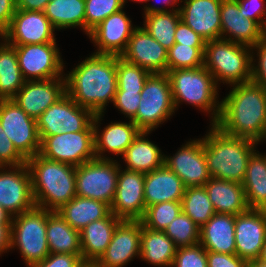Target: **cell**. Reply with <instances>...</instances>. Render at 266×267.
Listing matches in <instances>:
<instances>
[{"instance_id":"5b68a950","label":"cell","mask_w":266,"mask_h":267,"mask_svg":"<svg viewBox=\"0 0 266 267\" xmlns=\"http://www.w3.org/2000/svg\"><path fill=\"white\" fill-rule=\"evenodd\" d=\"M170 80L175 110L181 102H187L211 113V124H215L221 113V101H217V83L204 67L176 69L166 73Z\"/></svg>"},{"instance_id":"cb8c5ba5","label":"cell","mask_w":266,"mask_h":267,"mask_svg":"<svg viewBox=\"0 0 266 267\" xmlns=\"http://www.w3.org/2000/svg\"><path fill=\"white\" fill-rule=\"evenodd\" d=\"M243 15L237 0H222L221 39L253 47L262 40L263 28L256 21Z\"/></svg>"},{"instance_id":"83f0119b","label":"cell","mask_w":266,"mask_h":267,"mask_svg":"<svg viewBox=\"0 0 266 267\" xmlns=\"http://www.w3.org/2000/svg\"><path fill=\"white\" fill-rule=\"evenodd\" d=\"M199 243L206 251L235 254V215L215 213L200 228Z\"/></svg>"},{"instance_id":"ee69618b","label":"cell","mask_w":266,"mask_h":267,"mask_svg":"<svg viewBox=\"0 0 266 267\" xmlns=\"http://www.w3.org/2000/svg\"><path fill=\"white\" fill-rule=\"evenodd\" d=\"M172 267H207V251L200 243L179 247L176 250Z\"/></svg>"},{"instance_id":"d590c367","label":"cell","mask_w":266,"mask_h":267,"mask_svg":"<svg viewBox=\"0 0 266 267\" xmlns=\"http://www.w3.org/2000/svg\"><path fill=\"white\" fill-rule=\"evenodd\" d=\"M14 46L7 42L0 48V100L13 99L25 84Z\"/></svg>"},{"instance_id":"7dc6e473","label":"cell","mask_w":266,"mask_h":267,"mask_svg":"<svg viewBox=\"0 0 266 267\" xmlns=\"http://www.w3.org/2000/svg\"><path fill=\"white\" fill-rule=\"evenodd\" d=\"M84 264L82 255L50 253L44 260L29 267H82Z\"/></svg>"},{"instance_id":"d6a6232c","label":"cell","mask_w":266,"mask_h":267,"mask_svg":"<svg viewBox=\"0 0 266 267\" xmlns=\"http://www.w3.org/2000/svg\"><path fill=\"white\" fill-rule=\"evenodd\" d=\"M46 236L50 253L81 255L80 231L72 228L57 211L48 210Z\"/></svg>"},{"instance_id":"e0dca14e","label":"cell","mask_w":266,"mask_h":267,"mask_svg":"<svg viewBox=\"0 0 266 267\" xmlns=\"http://www.w3.org/2000/svg\"><path fill=\"white\" fill-rule=\"evenodd\" d=\"M164 165L182 180L185 188L204 186L211 178L203 138L187 142L173 157L165 156Z\"/></svg>"},{"instance_id":"52a82bcc","label":"cell","mask_w":266,"mask_h":267,"mask_svg":"<svg viewBox=\"0 0 266 267\" xmlns=\"http://www.w3.org/2000/svg\"><path fill=\"white\" fill-rule=\"evenodd\" d=\"M47 218L48 210L37 206L12 217L11 249L18 246L28 267L50 254Z\"/></svg>"},{"instance_id":"03108f58","label":"cell","mask_w":266,"mask_h":267,"mask_svg":"<svg viewBox=\"0 0 266 267\" xmlns=\"http://www.w3.org/2000/svg\"><path fill=\"white\" fill-rule=\"evenodd\" d=\"M262 210H263V212H264V214H265V216H266V207L263 208Z\"/></svg>"},{"instance_id":"7a4b0ae2","label":"cell","mask_w":266,"mask_h":267,"mask_svg":"<svg viewBox=\"0 0 266 267\" xmlns=\"http://www.w3.org/2000/svg\"><path fill=\"white\" fill-rule=\"evenodd\" d=\"M116 67V55L93 53L65 76L66 93L94 114L104 113L107 103L115 99Z\"/></svg>"},{"instance_id":"e575fe53","label":"cell","mask_w":266,"mask_h":267,"mask_svg":"<svg viewBox=\"0 0 266 267\" xmlns=\"http://www.w3.org/2000/svg\"><path fill=\"white\" fill-rule=\"evenodd\" d=\"M242 185L249 209L266 207V155L251 154Z\"/></svg>"},{"instance_id":"30bf717a","label":"cell","mask_w":266,"mask_h":267,"mask_svg":"<svg viewBox=\"0 0 266 267\" xmlns=\"http://www.w3.org/2000/svg\"><path fill=\"white\" fill-rule=\"evenodd\" d=\"M95 114L78 105L67 93L36 120L39 137L94 129Z\"/></svg>"},{"instance_id":"3957f363","label":"cell","mask_w":266,"mask_h":267,"mask_svg":"<svg viewBox=\"0 0 266 267\" xmlns=\"http://www.w3.org/2000/svg\"><path fill=\"white\" fill-rule=\"evenodd\" d=\"M37 207L57 211L76 196V167L37 154L27 160Z\"/></svg>"},{"instance_id":"bcb514c9","label":"cell","mask_w":266,"mask_h":267,"mask_svg":"<svg viewBox=\"0 0 266 267\" xmlns=\"http://www.w3.org/2000/svg\"><path fill=\"white\" fill-rule=\"evenodd\" d=\"M141 91H116L113 104L131 120L137 113Z\"/></svg>"},{"instance_id":"4fadbf2b","label":"cell","mask_w":266,"mask_h":267,"mask_svg":"<svg viewBox=\"0 0 266 267\" xmlns=\"http://www.w3.org/2000/svg\"><path fill=\"white\" fill-rule=\"evenodd\" d=\"M20 71L26 81L63 77V61L56 43L14 46Z\"/></svg>"},{"instance_id":"ab89813d","label":"cell","mask_w":266,"mask_h":267,"mask_svg":"<svg viewBox=\"0 0 266 267\" xmlns=\"http://www.w3.org/2000/svg\"><path fill=\"white\" fill-rule=\"evenodd\" d=\"M182 211L181 201H166L146 208L141 222L151 230L164 231Z\"/></svg>"},{"instance_id":"91938a15","label":"cell","mask_w":266,"mask_h":267,"mask_svg":"<svg viewBox=\"0 0 266 267\" xmlns=\"http://www.w3.org/2000/svg\"><path fill=\"white\" fill-rule=\"evenodd\" d=\"M160 1H161V0H160ZM179 1H180L181 3L183 2V0H164L163 2H164L165 4H167V5H170V6L173 5V6H174V5H176Z\"/></svg>"},{"instance_id":"816d5d0a","label":"cell","mask_w":266,"mask_h":267,"mask_svg":"<svg viewBox=\"0 0 266 267\" xmlns=\"http://www.w3.org/2000/svg\"><path fill=\"white\" fill-rule=\"evenodd\" d=\"M207 267H249V262L236 254L207 251Z\"/></svg>"},{"instance_id":"b9f144b4","label":"cell","mask_w":266,"mask_h":267,"mask_svg":"<svg viewBox=\"0 0 266 267\" xmlns=\"http://www.w3.org/2000/svg\"><path fill=\"white\" fill-rule=\"evenodd\" d=\"M117 91H142L143 86L151 75L138 65L125 61L117 56Z\"/></svg>"},{"instance_id":"94428289","label":"cell","mask_w":266,"mask_h":267,"mask_svg":"<svg viewBox=\"0 0 266 267\" xmlns=\"http://www.w3.org/2000/svg\"><path fill=\"white\" fill-rule=\"evenodd\" d=\"M0 38H2V41H4V43L1 42L0 44V48H1L6 43V38H5L4 33H0Z\"/></svg>"},{"instance_id":"6da1fadb","label":"cell","mask_w":266,"mask_h":267,"mask_svg":"<svg viewBox=\"0 0 266 267\" xmlns=\"http://www.w3.org/2000/svg\"><path fill=\"white\" fill-rule=\"evenodd\" d=\"M223 133L254 142L266 139V88L254 82L233 84L221 101V113L214 124Z\"/></svg>"},{"instance_id":"603a6c76","label":"cell","mask_w":266,"mask_h":267,"mask_svg":"<svg viewBox=\"0 0 266 267\" xmlns=\"http://www.w3.org/2000/svg\"><path fill=\"white\" fill-rule=\"evenodd\" d=\"M179 7L181 21L193 29L205 41L221 38L222 0H184Z\"/></svg>"},{"instance_id":"2e32d148","label":"cell","mask_w":266,"mask_h":267,"mask_svg":"<svg viewBox=\"0 0 266 267\" xmlns=\"http://www.w3.org/2000/svg\"><path fill=\"white\" fill-rule=\"evenodd\" d=\"M54 30L44 12L16 9L4 35L12 46L56 43Z\"/></svg>"},{"instance_id":"be15d7a7","label":"cell","mask_w":266,"mask_h":267,"mask_svg":"<svg viewBox=\"0 0 266 267\" xmlns=\"http://www.w3.org/2000/svg\"><path fill=\"white\" fill-rule=\"evenodd\" d=\"M263 37L266 39V23H265V26L263 28Z\"/></svg>"},{"instance_id":"9a60e30c","label":"cell","mask_w":266,"mask_h":267,"mask_svg":"<svg viewBox=\"0 0 266 267\" xmlns=\"http://www.w3.org/2000/svg\"><path fill=\"white\" fill-rule=\"evenodd\" d=\"M0 170V205L12 216L34 208L36 204L27 163L9 167L7 171L5 167H0Z\"/></svg>"},{"instance_id":"5bb4252c","label":"cell","mask_w":266,"mask_h":267,"mask_svg":"<svg viewBox=\"0 0 266 267\" xmlns=\"http://www.w3.org/2000/svg\"><path fill=\"white\" fill-rule=\"evenodd\" d=\"M114 200L110 206L111 212L121 220L141 221L146 211L144 200L145 174L130 170H121Z\"/></svg>"},{"instance_id":"681fc988","label":"cell","mask_w":266,"mask_h":267,"mask_svg":"<svg viewBox=\"0 0 266 267\" xmlns=\"http://www.w3.org/2000/svg\"><path fill=\"white\" fill-rule=\"evenodd\" d=\"M240 6V11L245 18H250L256 21L262 28H264L266 19L265 0H237Z\"/></svg>"},{"instance_id":"60d3db41","label":"cell","mask_w":266,"mask_h":267,"mask_svg":"<svg viewBox=\"0 0 266 267\" xmlns=\"http://www.w3.org/2000/svg\"><path fill=\"white\" fill-rule=\"evenodd\" d=\"M204 49L205 47H190L189 45L174 44L168 50L167 71L203 66Z\"/></svg>"},{"instance_id":"11a10c76","label":"cell","mask_w":266,"mask_h":267,"mask_svg":"<svg viewBox=\"0 0 266 267\" xmlns=\"http://www.w3.org/2000/svg\"><path fill=\"white\" fill-rule=\"evenodd\" d=\"M12 224H0V254L11 248Z\"/></svg>"},{"instance_id":"8fae6325","label":"cell","mask_w":266,"mask_h":267,"mask_svg":"<svg viewBox=\"0 0 266 267\" xmlns=\"http://www.w3.org/2000/svg\"><path fill=\"white\" fill-rule=\"evenodd\" d=\"M39 155L77 167L96 158L94 151V129L80 132L60 133L39 137Z\"/></svg>"},{"instance_id":"ba28073f","label":"cell","mask_w":266,"mask_h":267,"mask_svg":"<svg viewBox=\"0 0 266 267\" xmlns=\"http://www.w3.org/2000/svg\"><path fill=\"white\" fill-rule=\"evenodd\" d=\"M140 94L139 108L131 121L141 131L151 132L175 111L168 75L151 74Z\"/></svg>"},{"instance_id":"4316f807","label":"cell","mask_w":266,"mask_h":267,"mask_svg":"<svg viewBox=\"0 0 266 267\" xmlns=\"http://www.w3.org/2000/svg\"><path fill=\"white\" fill-rule=\"evenodd\" d=\"M184 190L182 180L165 165L145 174L146 208L166 201H182Z\"/></svg>"},{"instance_id":"836d02e7","label":"cell","mask_w":266,"mask_h":267,"mask_svg":"<svg viewBox=\"0 0 266 267\" xmlns=\"http://www.w3.org/2000/svg\"><path fill=\"white\" fill-rule=\"evenodd\" d=\"M177 247L164 231H155L142 223L140 258L154 266L172 267Z\"/></svg>"},{"instance_id":"f5cc1de1","label":"cell","mask_w":266,"mask_h":267,"mask_svg":"<svg viewBox=\"0 0 266 267\" xmlns=\"http://www.w3.org/2000/svg\"><path fill=\"white\" fill-rule=\"evenodd\" d=\"M15 11V0H0V33L9 28Z\"/></svg>"},{"instance_id":"8992f818","label":"cell","mask_w":266,"mask_h":267,"mask_svg":"<svg viewBox=\"0 0 266 267\" xmlns=\"http://www.w3.org/2000/svg\"><path fill=\"white\" fill-rule=\"evenodd\" d=\"M252 47L225 39L206 41L203 66L218 84H241L251 82ZM252 52V53H251Z\"/></svg>"},{"instance_id":"f546056e","label":"cell","mask_w":266,"mask_h":267,"mask_svg":"<svg viewBox=\"0 0 266 267\" xmlns=\"http://www.w3.org/2000/svg\"><path fill=\"white\" fill-rule=\"evenodd\" d=\"M144 29L167 51L174 46L176 27L181 20L179 7L167 10L162 7L146 6ZM171 11V12H170Z\"/></svg>"},{"instance_id":"74e56055","label":"cell","mask_w":266,"mask_h":267,"mask_svg":"<svg viewBox=\"0 0 266 267\" xmlns=\"http://www.w3.org/2000/svg\"><path fill=\"white\" fill-rule=\"evenodd\" d=\"M181 203L182 211L200 228L215 214L204 186L185 188Z\"/></svg>"},{"instance_id":"4dcf8cb0","label":"cell","mask_w":266,"mask_h":267,"mask_svg":"<svg viewBox=\"0 0 266 267\" xmlns=\"http://www.w3.org/2000/svg\"><path fill=\"white\" fill-rule=\"evenodd\" d=\"M151 132L141 131L132 144L126 149L123 157L126 170L144 174L164 166L165 155L157 145L146 139Z\"/></svg>"},{"instance_id":"484cf974","label":"cell","mask_w":266,"mask_h":267,"mask_svg":"<svg viewBox=\"0 0 266 267\" xmlns=\"http://www.w3.org/2000/svg\"><path fill=\"white\" fill-rule=\"evenodd\" d=\"M121 221L110 212L105 218L93 221L80 230L81 255L85 264H95L99 260Z\"/></svg>"},{"instance_id":"db71d44e","label":"cell","mask_w":266,"mask_h":267,"mask_svg":"<svg viewBox=\"0 0 266 267\" xmlns=\"http://www.w3.org/2000/svg\"><path fill=\"white\" fill-rule=\"evenodd\" d=\"M50 0H15L16 9L44 12Z\"/></svg>"},{"instance_id":"6f0895ef","label":"cell","mask_w":266,"mask_h":267,"mask_svg":"<svg viewBox=\"0 0 266 267\" xmlns=\"http://www.w3.org/2000/svg\"><path fill=\"white\" fill-rule=\"evenodd\" d=\"M249 267H266V262L259 259L249 261Z\"/></svg>"},{"instance_id":"7402d4cb","label":"cell","mask_w":266,"mask_h":267,"mask_svg":"<svg viewBox=\"0 0 266 267\" xmlns=\"http://www.w3.org/2000/svg\"><path fill=\"white\" fill-rule=\"evenodd\" d=\"M131 20L122 10L111 14L90 31L88 36L98 46L94 54L120 56L126 49L133 31Z\"/></svg>"},{"instance_id":"f907efd6","label":"cell","mask_w":266,"mask_h":267,"mask_svg":"<svg viewBox=\"0 0 266 267\" xmlns=\"http://www.w3.org/2000/svg\"><path fill=\"white\" fill-rule=\"evenodd\" d=\"M175 44L189 45L190 47H205L206 41L183 21H179L174 34Z\"/></svg>"},{"instance_id":"ffe728a7","label":"cell","mask_w":266,"mask_h":267,"mask_svg":"<svg viewBox=\"0 0 266 267\" xmlns=\"http://www.w3.org/2000/svg\"><path fill=\"white\" fill-rule=\"evenodd\" d=\"M168 51L143 27L137 26L120 55L125 61L138 65L151 74L167 73Z\"/></svg>"},{"instance_id":"d6986e66","label":"cell","mask_w":266,"mask_h":267,"mask_svg":"<svg viewBox=\"0 0 266 267\" xmlns=\"http://www.w3.org/2000/svg\"><path fill=\"white\" fill-rule=\"evenodd\" d=\"M266 241V216L262 209L235 215V254L246 261L258 259Z\"/></svg>"},{"instance_id":"7bdbcfd3","label":"cell","mask_w":266,"mask_h":267,"mask_svg":"<svg viewBox=\"0 0 266 267\" xmlns=\"http://www.w3.org/2000/svg\"><path fill=\"white\" fill-rule=\"evenodd\" d=\"M124 8L122 0H85V31L87 35L105 18Z\"/></svg>"},{"instance_id":"680465c9","label":"cell","mask_w":266,"mask_h":267,"mask_svg":"<svg viewBox=\"0 0 266 267\" xmlns=\"http://www.w3.org/2000/svg\"><path fill=\"white\" fill-rule=\"evenodd\" d=\"M258 259L262 260L263 262H266V241H265V244L263 245V247L261 249V253H260Z\"/></svg>"},{"instance_id":"e7e4bbea","label":"cell","mask_w":266,"mask_h":267,"mask_svg":"<svg viewBox=\"0 0 266 267\" xmlns=\"http://www.w3.org/2000/svg\"><path fill=\"white\" fill-rule=\"evenodd\" d=\"M82 267H96L94 264H84Z\"/></svg>"},{"instance_id":"8d00e7d4","label":"cell","mask_w":266,"mask_h":267,"mask_svg":"<svg viewBox=\"0 0 266 267\" xmlns=\"http://www.w3.org/2000/svg\"><path fill=\"white\" fill-rule=\"evenodd\" d=\"M44 13L55 29L79 26L85 30V0H52Z\"/></svg>"},{"instance_id":"9f6ffc18","label":"cell","mask_w":266,"mask_h":267,"mask_svg":"<svg viewBox=\"0 0 266 267\" xmlns=\"http://www.w3.org/2000/svg\"><path fill=\"white\" fill-rule=\"evenodd\" d=\"M12 215L0 205V224H12Z\"/></svg>"},{"instance_id":"7c38bea8","label":"cell","mask_w":266,"mask_h":267,"mask_svg":"<svg viewBox=\"0 0 266 267\" xmlns=\"http://www.w3.org/2000/svg\"><path fill=\"white\" fill-rule=\"evenodd\" d=\"M0 124L26 160L39 154L37 120L30 117L14 100H0Z\"/></svg>"},{"instance_id":"44dd1931","label":"cell","mask_w":266,"mask_h":267,"mask_svg":"<svg viewBox=\"0 0 266 267\" xmlns=\"http://www.w3.org/2000/svg\"><path fill=\"white\" fill-rule=\"evenodd\" d=\"M66 94L65 77L25 81L12 99L30 117L37 119L48 107Z\"/></svg>"},{"instance_id":"d4e9b609","label":"cell","mask_w":266,"mask_h":267,"mask_svg":"<svg viewBox=\"0 0 266 267\" xmlns=\"http://www.w3.org/2000/svg\"><path fill=\"white\" fill-rule=\"evenodd\" d=\"M103 115V113L95 114L93 120L95 156L98 159H109V157L103 156L106 151L123 156L141 130L129 120V123L111 122L102 133H99L98 123Z\"/></svg>"},{"instance_id":"277c9868","label":"cell","mask_w":266,"mask_h":267,"mask_svg":"<svg viewBox=\"0 0 266 267\" xmlns=\"http://www.w3.org/2000/svg\"><path fill=\"white\" fill-rule=\"evenodd\" d=\"M203 138L204 154L211 177L243 183L247 164L257 142L223 133L214 124Z\"/></svg>"},{"instance_id":"f6af8a7d","label":"cell","mask_w":266,"mask_h":267,"mask_svg":"<svg viewBox=\"0 0 266 267\" xmlns=\"http://www.w3.org/2000/svg\"><path fill=\"white\" fill-rule=\"evenodd\" d=\"M27 163V160L17 151L12 141L5 134L0 124V167H15Z\"/></svg>"},{"instance_id":"ac0fdd59","label":"cell","mask_w":266,"mask_h":267,"mask_svg":"<svg viewBox=\"0 0 266 267\" xmlns=\"http://www.w3.org/2000/svg\"><path fill=\"white\" fill-rule=\"evenodd\" d=\"M141 221L122 220L116 227L104 254L96 267H123L135 256H140Z\"/></svg>"},{"instance_id":"f1b7e54d","label":"cell","mask_w":266,"mask_h":267,"mask_svg":"<svg viewBox=\"0 0 266 267\" xmlns=\"http://www.w3.org/2000/svg\"><path fill=\"white\" fill-rule=\"evenodd\" d=\"M204 187L215 213L238 215L249 209L241 183L211 177Z\"/></svg>"},{"instance_id":"c3c4849f","label":"cell","mask_w":266,"mask_h":267,"mask_svg":"<svg viewBox=\"0 0 266 267\" xmlns=\"http://www.w3.org/2000/svg\"><path fill=\"white\" fill-rule=\"evenodd\" d=\"M253 49H257L258 65L254 66L255 63H252V76L251 81L257 85L263 86L266 88V39L263 37Z\"/></svg>"},{"instance_id":"6125c7cd","label":"cell","mask_w":266,"mask_h":267,"mask_svg":"<svg viewBox=\"0 0 266 267\" xmlns=\"http://www.w3.org/2000/svg\"><path fill=\"white\" fill-rule=\"evenodd\" d=\"M127 0H122V3L125 5ZM132 1H136V2H149L150 0H132Z\"/></svg>"},{"instance_id":"1f68e13d","label":"cell","mask_w":266,"mask_h":267,"mask_svg":"<svg viewBox=\"0 0 266 267\" xmlns=\"http://www.w3.org/2000/svg\"><path fill=\"white\" fill-rule=\"evenodd\" d=\"M57 212L72 228L80 231L91 222L105 218L111 210L102 201L76 195Z\"/></svg>"},{"instance_id":"f35d334b","label":"cell","mask_w":266,"mask_h":267,"mask_svg":"<svg viewBox=\"0 0 266 267\" xmlns=\"http://www.w3.org/2000/svg\"><path fill=\"white\" fill-rule=\"evenodd\" d=\"M164 232L177 248L196 245L200 240V227L183 211L167 226Z\"/></svg>"},{"instance_id":"9c48e42d","label":"cell","mask_w":266,"mask_h":267,"mask_svg":"<svg viewBox=\"0 0 266 267\" xmlns=\"http://www.w3.org/2000/svg\"><path fill=\"white\" fill-rule=\"evenodd\" d=\"M119 164L113 159L87 161L76 167V195L111 206L117 187Z\"/></svg>"}]
</instances>
